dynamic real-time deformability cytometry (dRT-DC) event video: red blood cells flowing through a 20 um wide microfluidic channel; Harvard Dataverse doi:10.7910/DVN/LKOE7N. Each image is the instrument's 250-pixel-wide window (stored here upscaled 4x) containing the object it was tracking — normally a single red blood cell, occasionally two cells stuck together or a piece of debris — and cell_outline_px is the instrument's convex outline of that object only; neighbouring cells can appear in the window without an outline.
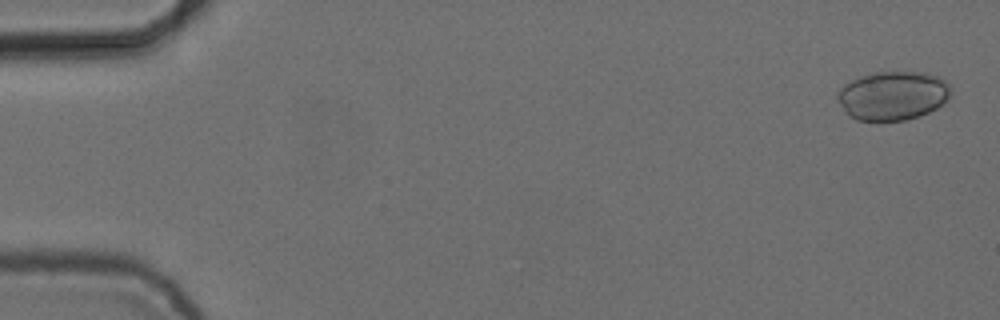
{"species": "common noctule bat (a hibernating species)", "species_latin": "Nyctalus noctula", "temperature_condition": "cold", "stored_images_in_passage": 4, "camera_frame_rate_fps": 3000, "um_per_image_px": 0.085, "animal": {"sex": "female", "body_mass_g": 24.6, "forearm_length_mm": 56.2}, "frame": {"image": 1, "passage_image": 1, "time_ms": 0.0, "image_size_px": [1000, 320], "cell_outline_px": [[952, 92], [936, 108], [920, 116], [904, 120], [856, 120], [848, 116], [844, 112], [836, 96], [836, 92], [844, 84], [860, 76], [876, 72], [924, 72], [940, 76], [948, 84]], "centroid_in_image_um": [75.85, 8.12], "position_along_channel_um": 9.2, "area_um2": 32.31}}